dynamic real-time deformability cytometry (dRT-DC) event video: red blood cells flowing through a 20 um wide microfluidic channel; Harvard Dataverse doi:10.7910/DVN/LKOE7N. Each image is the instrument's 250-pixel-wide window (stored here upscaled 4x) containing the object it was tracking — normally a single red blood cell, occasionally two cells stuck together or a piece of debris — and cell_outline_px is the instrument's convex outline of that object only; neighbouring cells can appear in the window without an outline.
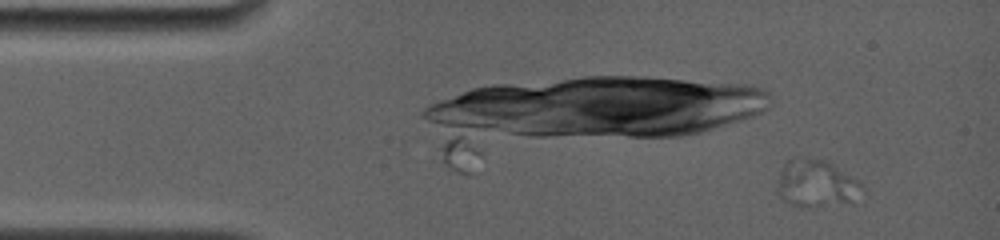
{"species": "common noctule bat (a hibernating species)", "species_latin": "Nyctalus noctula", "temperature_condition": "room temperature", "stored_images_in_passage": 30, "camera_frame_rate_fps": 4000, "um_per_image_px": 0.085, "animal": {"sex": "female", "body_mass_g": 19.0, "forearm_length_mm": 56.7}, "frame": {"image": 1, "passage_image": 1, "time_ms": 0.0, "image_size_px": [1000, 240], "cell_outline_px": [[864, 204], [812, 208], [804, 208], [788, 204], [776, 192], [776, 188], [784, 160], [824, 160], [860, 180], [864, 188]], "centroid_in_image_um": [69.53, 15.73], "position_along_channel_um": 15.5, "area_um2": 24.57}}
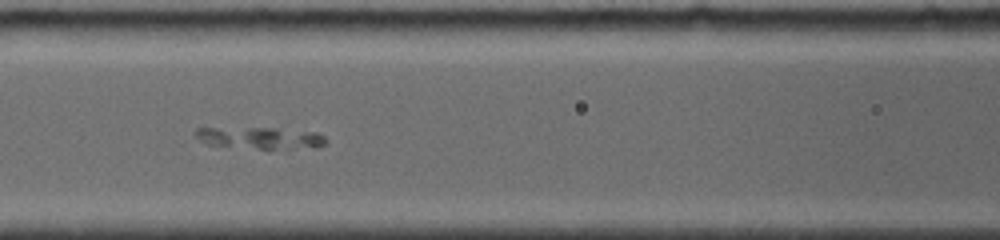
{"frame": {"image": 2, "passage_image": 12, "time_ms": 5.75, "image_size_px": [1000, 240], "cell_outline_px": [[328, 140], [324, 144], [316, 148], [260, 148], [208, 144], [200, 140], [192, 132], [196, 128], [276, 128], [316, 132], [324, 136]], "centroid_in_image_um": [22.16, 11.71], "position_along_channel_um": 144.4, "area_um2": 16.3}}
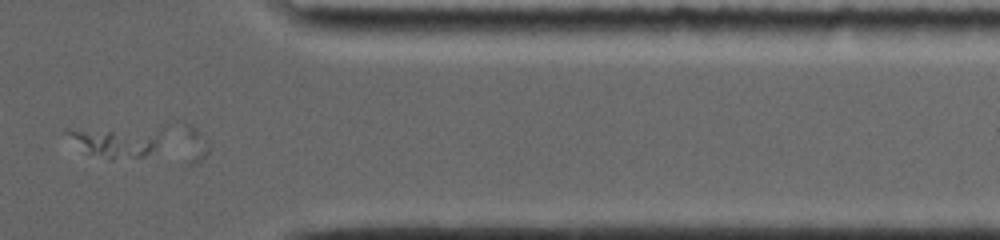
{"frame": {"image": 3, "passage_image": 26, "time_ms": 12.75, "image_size_px": [1000, 240], "cell_outline_px": [[156, 144], [144, 156], [108, 160], [92, 152], [64, 132], [64, 128], [112, 132], [156, 136]], "centroid_in_image_um": [9.63, 12.17], "position_along_channel_um": 401.8, "area_um2": 13.18}}